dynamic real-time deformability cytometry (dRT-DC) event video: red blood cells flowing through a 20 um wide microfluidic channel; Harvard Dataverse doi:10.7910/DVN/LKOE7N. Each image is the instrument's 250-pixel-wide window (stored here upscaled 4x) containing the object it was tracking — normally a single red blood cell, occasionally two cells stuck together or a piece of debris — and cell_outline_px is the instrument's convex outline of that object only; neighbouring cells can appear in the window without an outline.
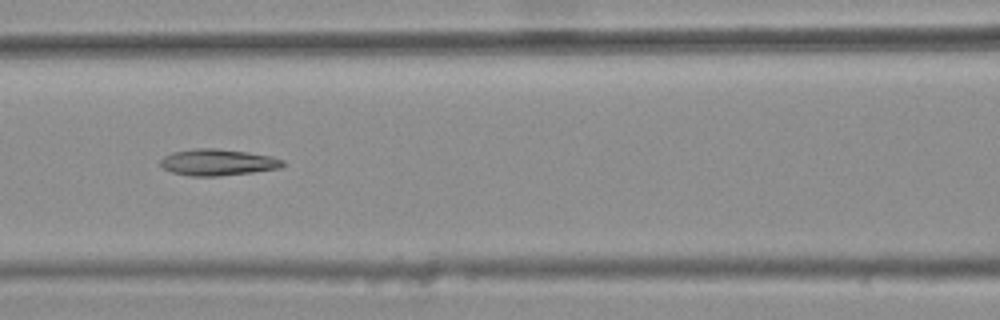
{"species": "common noctule bat (a hibernating species)", "species_latin": "Nyctalus noctula", "temperature_condition": "warm", "stored_images_in_passage": 9, "camera_frame_rate_fps": 3000, "um_per_image_px": 0.085, "animal": {"sex": "female", "body_mass_g": 25.1}, "frame": {"image": 1, "passage_image": 7, "time_ms": 2.0, "image_size_px": [1000, 320], "cell_outline_px": [[284, 164], [280, 168], [252, 172], [220, 176], [188, 176], [172, 172], [164, 168], [160, 164], [160, 160], [164, 156], [172, 152], [196, 148], [216, 148], [248, 152], [272, 156], [284, 160]], "centroid_in_image_um": [18.51, 13.79], "position_along_channel_um": 148.1, "area_um2": 18.9}}
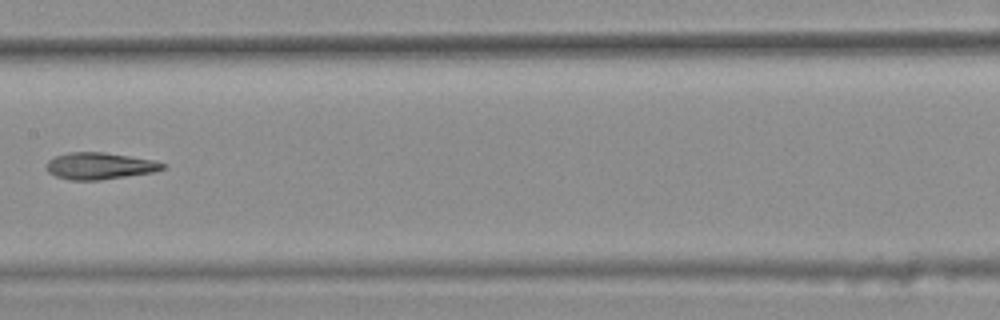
{"frame": {"image": 2, "passage_image": 8, "time_ms": 2.333, "image_size_px": [1000, 320], "cell_outline_px": [[168, 164], [164, 168], [152, 172], [100, 180], [72, 180], [56, 176], [48, 172], [44, 168], [48, 160], [56, 156], [68, 152], [104, 152], [152, 160]], "centroid_in_image_um": [8.43, 14.1], "position_along_channel_um": 199.0, "area_um2": 18.03}}
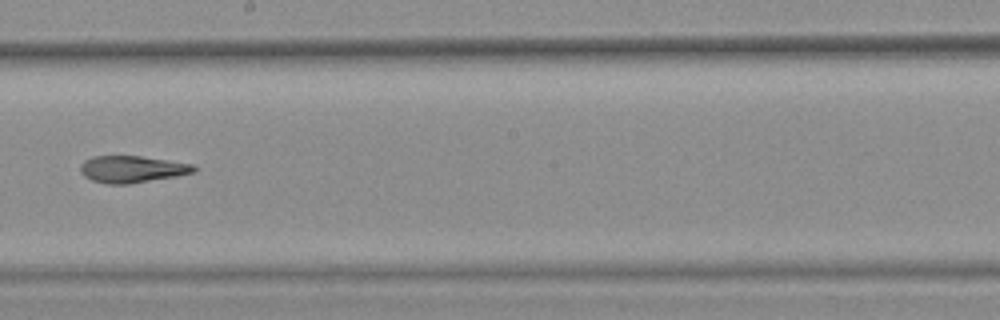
{"frame": {"image": 3, "passage_image": 9, "time_ms": 2.667, "image_size_px": [1000, 320], "cell_outline_px": [[196, 172], [176, 176], [128, 184], [108, 184], [92, 180], [84, 176], [80, 172], [80, 164], [84, 160], [92, 156], [140, 156], [168, 160], [192, 164], [196, 168]], "centroid_in_image_um": [11.19, 14.38], "position_along_channel_um": 237.0, "area_um2": 17.74}}